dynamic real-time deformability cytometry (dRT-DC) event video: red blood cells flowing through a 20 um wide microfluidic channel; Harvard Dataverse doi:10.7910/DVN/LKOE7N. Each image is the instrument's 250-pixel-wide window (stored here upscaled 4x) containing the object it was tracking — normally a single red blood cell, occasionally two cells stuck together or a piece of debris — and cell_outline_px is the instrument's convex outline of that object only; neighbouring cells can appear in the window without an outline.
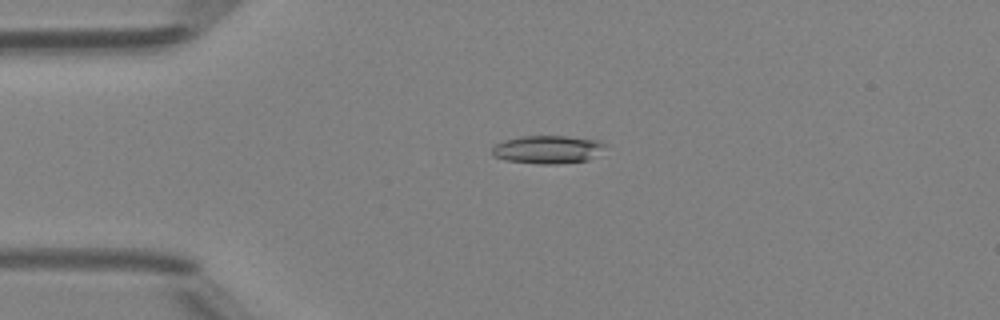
{"species": "Egyptian fruit bat (a non-hibernating species)", "species_latin": "Rousettus aegyptiacus", "temperature_condition": "room temperature", "stored_images_in_passage": 49, "camera_frame_rate_fps": 3000, "um_per_image_px": 0.085, "animal": {"sex": "female"}, "frame": {"image": 1, "passage_image": 12, "time_ms": 3.667, "image_size_px": [1000, 320], "cell_outline_px": [[604, 144], [588, 160], [556, 164], [540, 164], [504, 160], [492, 156], [492, 148], [496, 144], [504, 140], [520, 136], [564, 136], [596, 140]], "centroid_in_image_um": [46.42, 12.71], "position_along_channel_um": 38.6, "area_um2": 18.09}}
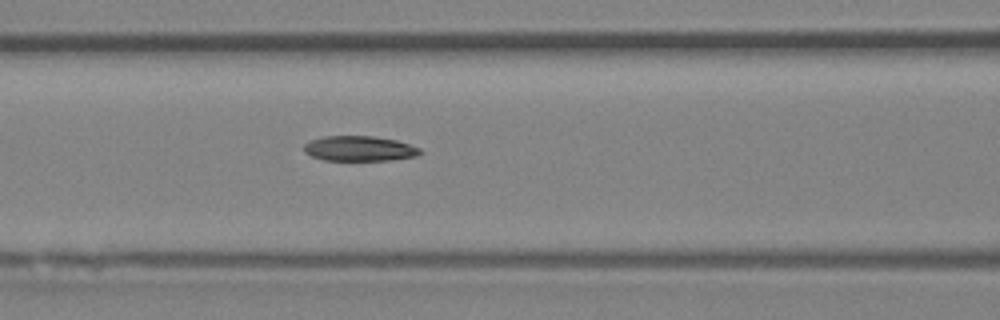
{"frame": {"image": 2, "passage_image": 21, "time_ms": 6.667, "image_size_px": [1000, 320], "cell_outline_px": [[424, 152], [416, 156], [388, 160], [324, 160], [312, 156], [304, 152], [304, 144], [312, 140], [324, 136], [372, 136], [396, 140], [420, 148]], "centroid_in_image_um": [30.55, 12.63], "position_along_channel_um": 136.0, "area_um2": 16.88}}
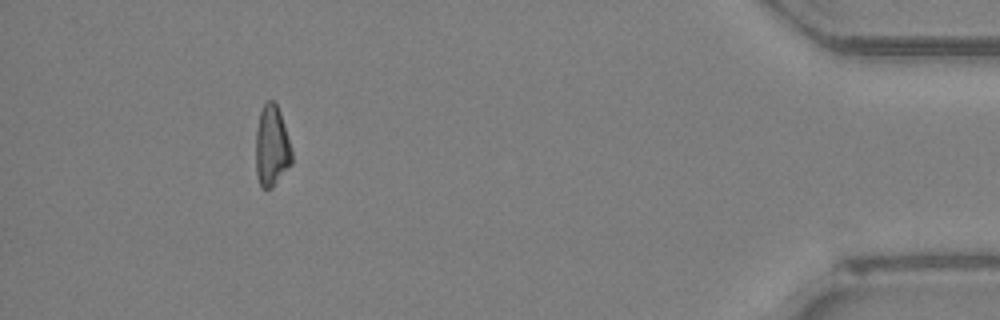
{"frame": {"image": 3, "passage_image": 45, "time_ms": 14.667, "image_size_px": [1000, 320], "cell_outline_px": [[292, 164], [272, 188], [260, 188], [256, 172], [256, 128], [260, 112], [264, 104], [268, 100], [272, 100], [276, 104], [280, 112], [292, 152]], "centroid_in_image_um": [23.09, 12.46], "position_along_channel_um": 412.1, "area_um2": 16.99}, "authors_computed_cell_mechanics": {"area_um2": 17.5712, "velocity_mm_per_s": 4.2443, "shape_relaxation_time_tau1_ms": 8.6623, "shape_relaxation_time_tau2_ms": null, "deformation_change_tau1": 0.2185, "deformation_change_tau2": null}}